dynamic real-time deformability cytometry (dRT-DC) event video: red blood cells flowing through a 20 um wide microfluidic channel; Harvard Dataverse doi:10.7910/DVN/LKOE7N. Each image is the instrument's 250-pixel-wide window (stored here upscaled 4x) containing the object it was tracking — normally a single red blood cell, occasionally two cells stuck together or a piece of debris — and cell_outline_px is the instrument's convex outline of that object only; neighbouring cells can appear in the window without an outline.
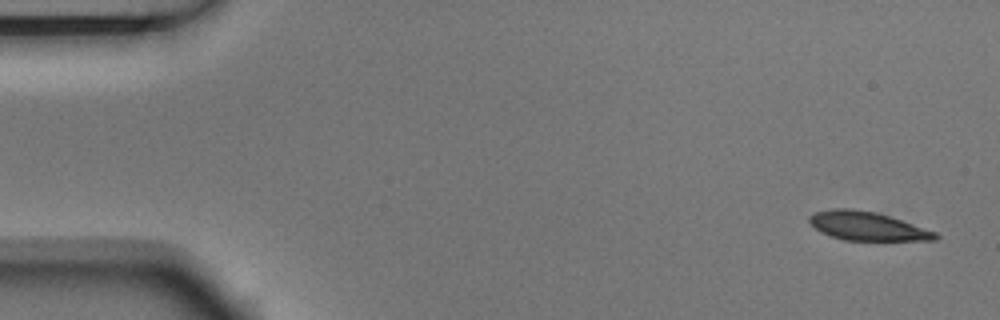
{"species": "Egyptian fruit bat (a non-hibernating species)", "species_latin": "Rousettus aegyptiacus", "temperature_condition": "room temperature", "stored_images_in_passage": 4, "camera_frame_rate_fps": 3000, "um_per_image_px": 0.085, "animal": {"sex": "male"}, "frame": {"image": 1, "passage_image": 1, "time_ms": 0.0, "image_size_px": [1000, 320], "cell_outline_px": [[940, 236], [936, 240], [844, 240], [820, 232], [808, 220], [808, 216], [816, 212], [832, 208], [852, 208], [876, 212], [936, 232]], "centroid_in_image_um": [73.69, 19.21], "position_along_channel_um": 11.3, "area_um2": 20.81}}
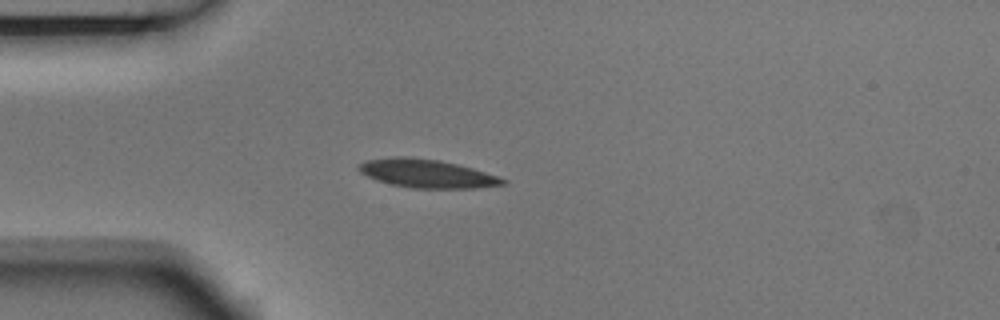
{"frame": {"image": 2, "passage_image": 4, "time_ms": 1.0, "image_size_px": [1000, 320], "cell_outline_px": [[508, 184], [476, 188], [412, 188], [392, 184], [376, 180], [360, 172], [356, 168], [360, 164], [368, 160], [392, 156], [404, 156], [440, 160], [472, 168], [500, 176], [508, 180]], "centroid_in_image_um": [36.33, 14.75], "position_along_channel_um": 48.7, "area_um2": 23.93}}